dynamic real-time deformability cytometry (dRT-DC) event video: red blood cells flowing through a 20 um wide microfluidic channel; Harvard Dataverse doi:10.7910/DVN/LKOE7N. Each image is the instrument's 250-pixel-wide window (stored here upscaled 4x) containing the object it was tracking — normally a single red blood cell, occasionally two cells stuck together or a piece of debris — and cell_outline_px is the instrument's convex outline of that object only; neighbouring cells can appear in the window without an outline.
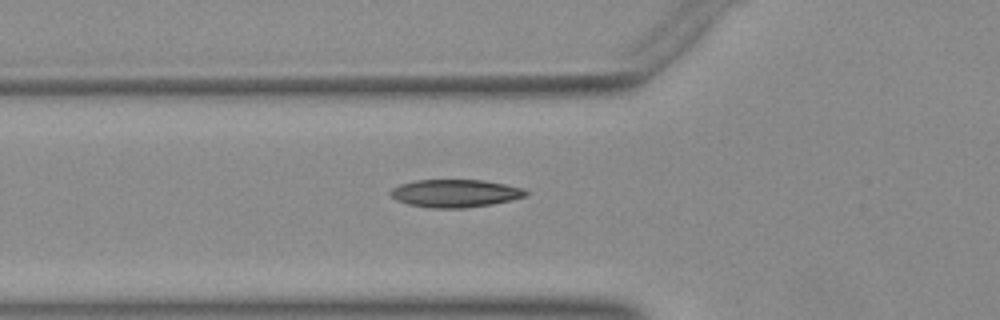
{"species": "Egyptian fruit bat (a non-hibernating species)", "species_latin": "Rousettus aegyptiacus", "temperature_condition": "warm", "stored_images_in_passage": 33, "camera_frame_rate_fps": 3000, "um_per_image_px": 0.085, "animal": {"sex": "female"}, "frame": {"image": 1, "passage_image": 7, "time_ms": 2.0, "image_size_px": [1000, 320], "cell_outline_px": [[528, 196], [512, 200], [492, 204], [464, 208], [432, 208], [408, 204], [396, 200], [388, 192], [392, 188], [400, 184], [416, 180], [484, 180], [524, 188], [528, 192]], "centroid_in_image_um": [38.7, 16.43], "position_along_channel_um": 87.1, "area_um2": 22.02}}
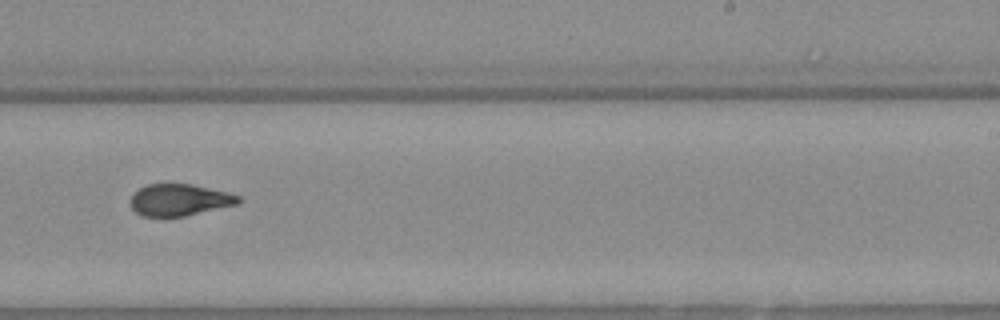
{"frame": {"image": 2, "passage_image": 21, "time_ms": 6.667, "image_size_px": [1000, 320], "cell_outline_px": [[240, 200], [236, 204], [184, 216], [160, 220], [140, 216], [132, 208], [132, 192], [148, 184], [192, 184], [228, 192], [240, 196]], "centroid_in_image_um": [15.19, 17.03], "position_along_channel_um": 273.8, "area_um2": 20.35}}
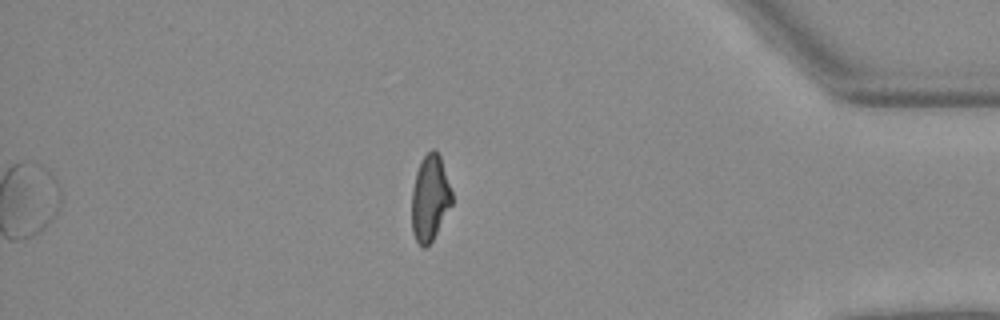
{"frame": {"image": 3, "passage_image": 33, "time_ms": 10.667, "image_size_px": [1000, 320], "cell_outline_px": [[452, 204], [432, 240], [424, 248], [416, 240], [412, 232], [412, 188], [416, 172], [420, 160], [432, 148], [436, 148], [440, 156], [452, 192]], "centroid_in_image_um": [36.54, 16.8], "position_along_channel_um": 398.7, "area_um2": 20.0}}